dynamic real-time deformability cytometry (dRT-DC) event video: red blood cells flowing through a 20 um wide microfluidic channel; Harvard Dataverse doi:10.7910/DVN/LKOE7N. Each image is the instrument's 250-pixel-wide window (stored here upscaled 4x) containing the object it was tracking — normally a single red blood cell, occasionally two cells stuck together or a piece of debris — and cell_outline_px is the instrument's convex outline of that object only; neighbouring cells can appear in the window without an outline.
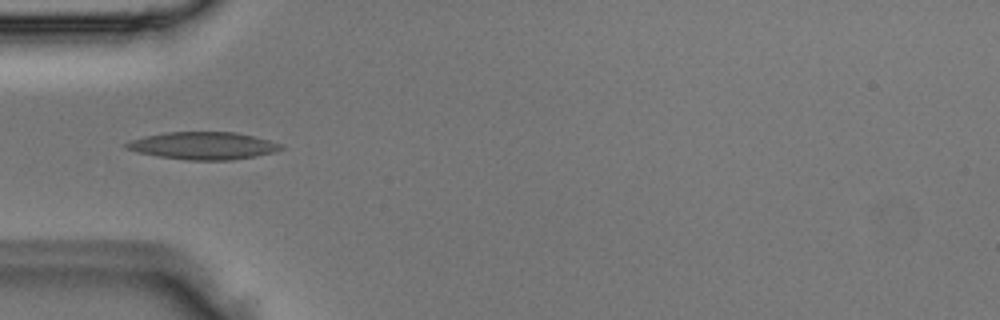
{"species": "Egyptian fruit bat (a non-hibernating species)", "species_latin": "Rousettus aegyptiacus", "temperature_condition": "room temperature", "stored_images_in_passage": 3, "camera_frame_rate_fps": 3000, "um_per_image_px": 0.085, "animal": {"sex": "male"}, "frame": {"image": 1, "passage_image": 2, "time_ms": 0.333, "image_size_px": [1000, 320], "cell_outline_px": [[284, 148], [276, 152], [256, 156], [232, 160], [188, 160], [160, 156], [136, 152], [124, 148], [124, 144], [128, 140], [144, 136], [168, 132], [236, 132], [284, 144]], "centroid_in_image_um": [17.27, 12.38], "position_along_channel_um": 67.7, "area_um2": 24.85}}
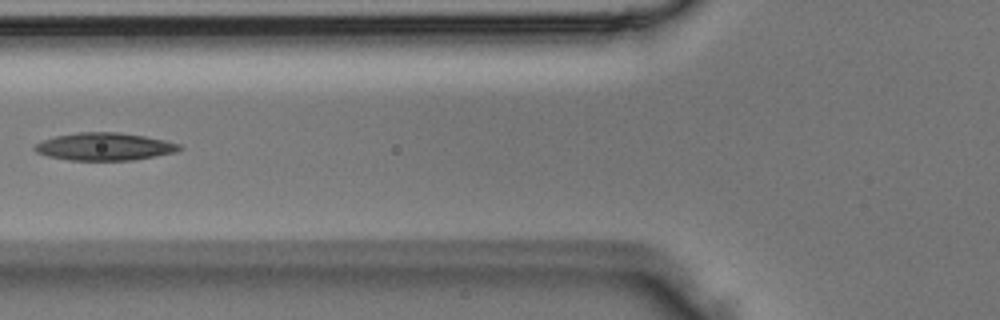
{"frame": {"image": 2, "passage_image": 3, "time_ms": 0.667, "image_size_px": [1000, 320], "cell_outline_px": [[184, 148], [176, 152], [132, 160], [72, 160], [48, 156], [36, 152], [32, 148], [36, 144], [44, 140], [56, 136], [76, 132], [120, 132], [144, 136], [164, 140], [180, 144]], "centroid_in_image_um": [8.9, 12.45], "position_along_channel_um": 116.9, "area_um2": 23.18}}